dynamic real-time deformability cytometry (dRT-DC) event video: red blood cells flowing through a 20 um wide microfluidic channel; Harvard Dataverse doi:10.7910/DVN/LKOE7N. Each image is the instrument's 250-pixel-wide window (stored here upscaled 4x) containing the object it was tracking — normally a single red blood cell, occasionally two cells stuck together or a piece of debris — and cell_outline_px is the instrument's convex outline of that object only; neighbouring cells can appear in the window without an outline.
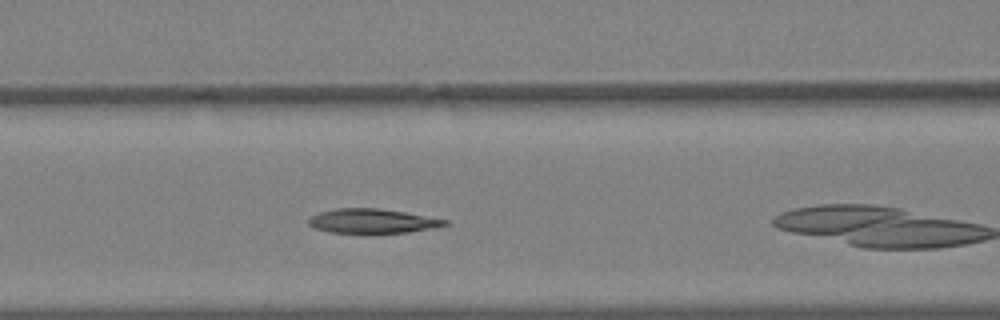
{"species": "Egyptian fruit bat (a non-hibernating species)", "species_latin": "Rousettus aegyptiacus", "temperature_condition": "warm", "stored_images_in_passage": 5, "camera_frame_rate_fps": 3000, "um_per_image_px": 0.085, "animal": {"sex": "female"}, "frame": {"image": 1, "passage_image": 4, "time_ms": 1.0, "image_size_px": [1000, 320], "cell_outline_px": [[448, 224], [432, 228], [408, 232], [368, 236], [328, 232], [316, 228], [308, 224], [308, 220], [312, 216], [320, 212], [336, 208], [376, 208], [404, 212], [448, 220]], "centroid_in_image_um": [31.61, 18.84], "position_along_channel_um": 135.0, "area_um2": 20.06}}